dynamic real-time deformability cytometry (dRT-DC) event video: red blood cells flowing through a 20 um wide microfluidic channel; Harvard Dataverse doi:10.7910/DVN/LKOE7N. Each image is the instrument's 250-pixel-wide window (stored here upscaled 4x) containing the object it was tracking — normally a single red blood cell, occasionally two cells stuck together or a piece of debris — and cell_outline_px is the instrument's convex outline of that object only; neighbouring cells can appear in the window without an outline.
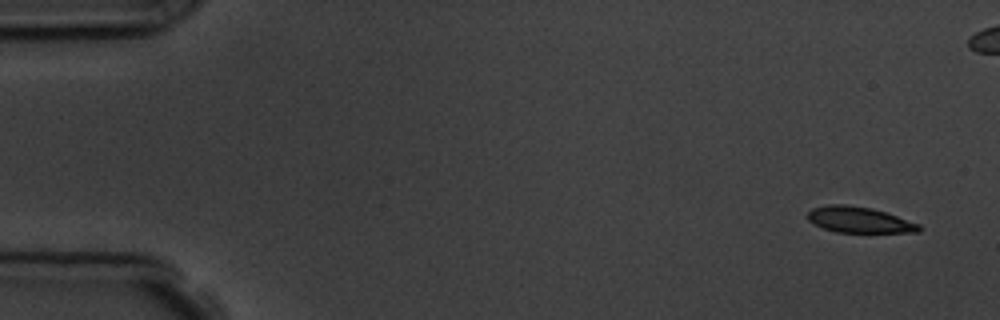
{"species": "common noctule bat (a hibernating species)", "species_latin": "Nyctalus noctula", "temperature_condition": "room temperature", "stored_images_in_passage": 4, "camera_frame_rate_fps": 3000, "um_per_image_px": 0.085, "animal": {"sex": "male", "body_mass_g": 19.5, "forearm_length_mm": 54.6}, "frame": {"image": 1, "passage_image": 1, "time_ms": 0.0, "image_size_px": [1000, 320], "cell_outline_px": [[920, 232], [836, 232], [824, 228], [808, 220], [808, 212], [812, 208], [828, 204], [844, 204], [872, 208], [920, 224]], "centroid_in_image_um": [73.02, 18.68], "position_along_channel_um": 12.0, "area_um2": 16.59}}